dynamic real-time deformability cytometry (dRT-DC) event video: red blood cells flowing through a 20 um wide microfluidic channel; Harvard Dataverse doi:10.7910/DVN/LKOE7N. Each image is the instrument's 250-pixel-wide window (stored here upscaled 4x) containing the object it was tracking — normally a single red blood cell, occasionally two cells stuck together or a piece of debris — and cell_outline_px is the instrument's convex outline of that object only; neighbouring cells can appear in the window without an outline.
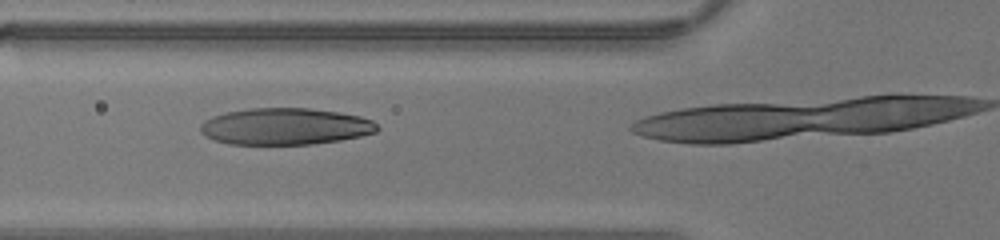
{"species": "human", "species_latin": "Homo sapiens", "temperature_condition": "warm", "stored_images_in_passage": 13, "camera_frame_rate_fps": 3000, "um_per_image_px": 0.085, "donor": {"sex": "male"}, "frame": {"image": 1, "passage_image": 11, "time_ms": 3.333, "image_size_px": [1000, 240], "cell_outline_px": [[380, 128], [376, 132], [360, 136], [340, 140], [312, 144], [228, 144], [204, 136], [200, 132], [200, 124], [204, 120], [212, 116], [228, 112], [252, 108], [308, 108], [336, 112], [360, 116], [372, 120]], "centroid_in_image_um": [24.23, 10.75], "position_along_channel_um": 101.6, "area_um2": 37.74}}